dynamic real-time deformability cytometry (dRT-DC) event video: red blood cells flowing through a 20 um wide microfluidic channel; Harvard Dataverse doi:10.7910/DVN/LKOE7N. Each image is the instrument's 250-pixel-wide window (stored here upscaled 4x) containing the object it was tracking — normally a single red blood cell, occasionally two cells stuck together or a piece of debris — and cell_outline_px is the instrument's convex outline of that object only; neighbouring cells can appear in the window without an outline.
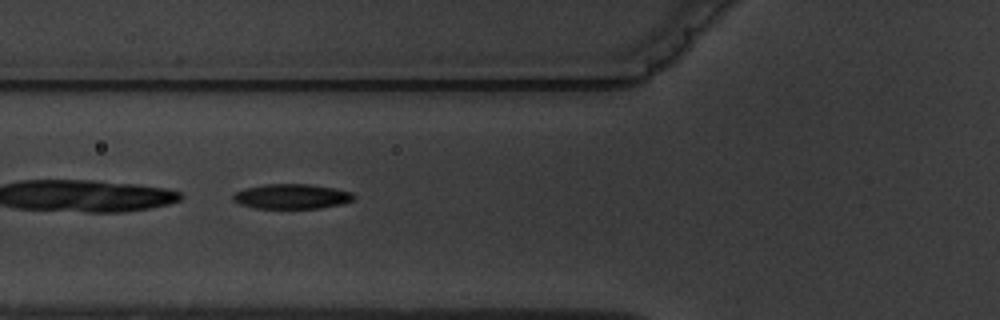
{"species": "common noctule bat (a hibernating species)", "species_latin": "Nyctalus noctula", "temperature_condition": "warm", "stored_images_in_passage": 9, "camera_frame_rate_fps": 3000, "um_per_image_px": 0.085, "animal": {"sex": "male", "body_mass_g": 19.5, "forearm_length_mm": 54.6}, "frame": {"image": 1, "passage_image": 6, "time_ms": 6.667, "image_size_px": [1000, 320], "cell_outline_px": [[356, 196], [352, 200], [340, 204], [320, 208], [256, 208], [240, 204], [232, 200], [232, 196], [236, 192], [244, 188], [264, 184], [312, 184], [336, 188], [352, 192]], "centroid_in_image_um": [24.8, 16.68], "position_along_channel_um": 101.0, "area_um2": 17.57}}